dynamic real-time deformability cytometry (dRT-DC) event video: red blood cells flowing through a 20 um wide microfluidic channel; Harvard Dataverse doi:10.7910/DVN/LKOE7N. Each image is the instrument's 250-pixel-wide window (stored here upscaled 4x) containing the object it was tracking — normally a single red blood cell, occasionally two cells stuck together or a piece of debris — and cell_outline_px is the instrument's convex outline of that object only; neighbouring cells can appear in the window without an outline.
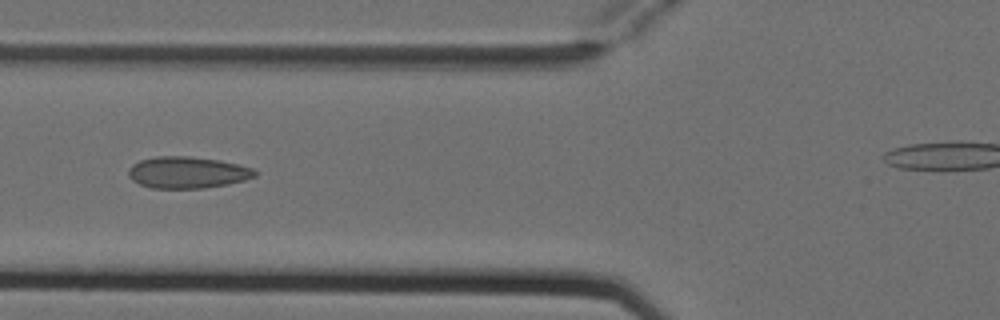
{"species": "Egyptian fruit bat (a non-hibernating species)", "species_latin": "Rousettus aegyptiacus", "temperature_condition": "cold", "stored_images_in_passage": 4, "camera_frame_rate_fps": 3000, "um_per_image_px": 0.085, "animal": {"sex": "female"}, "frame": {"image": 1, "passage_image": 4, "time_ms": 1.0, "image_size_px": [1000, 320], "cell_outline_px": [[260, 172], [256, 176], [244, 180], [228, 184], [204, 188], [152, 188], [140, 184], [132, 180], [128, 176], [128, 168], [132, 164], [140, 160], [156, 156], [192, 156], [220, 160], [240, 164], [252, 168]], "centroid_in_image_um": [15.95, 14.65], "position_along_channel_um": 109.9, "area_um2": 23.58}}